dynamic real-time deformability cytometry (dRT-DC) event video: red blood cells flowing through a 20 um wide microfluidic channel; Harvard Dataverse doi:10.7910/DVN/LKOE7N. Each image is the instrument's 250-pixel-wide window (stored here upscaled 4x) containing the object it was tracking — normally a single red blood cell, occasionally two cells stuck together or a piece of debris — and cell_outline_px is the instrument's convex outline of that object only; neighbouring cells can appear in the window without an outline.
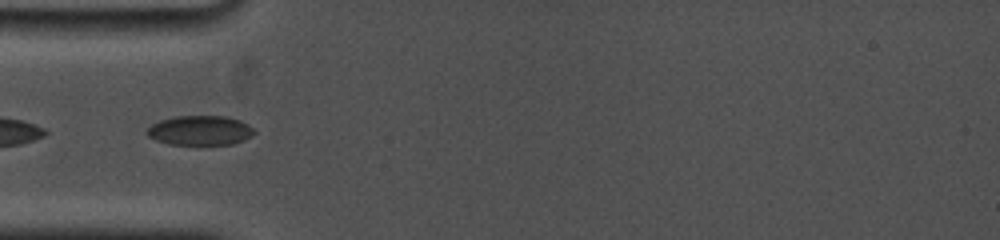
{"species": "common noctule bat (a hibernating species)", "species_latin": "Nyctalus noctula", "temperature_condition": "cold", "stored_images_in_passage": 4, "camera_frame_rate_fps": 5000, "um_per_image_px": 0.085, "animal": {"sex": "female", "body_mass_g": 19.0, "forearm_length_mm": 53.3}, "frame": {"image": 1, "passage_image": 2, "time_ms": 0.4, "image_size_px": [1000, 240], "cell_outline_px": [[256, 132], [252, 136], [244, 140], [232, 144], [168, 144], [156, 140], [148, 136], [148, 128], [152, 124], [160, 120], [176, 116], [224, 116], [240, 120], [248, 124]], "centroid_in_image_um": [17.03, 11.08], "position_along_channel_um": 68.0, "area_um2": 18.38}}